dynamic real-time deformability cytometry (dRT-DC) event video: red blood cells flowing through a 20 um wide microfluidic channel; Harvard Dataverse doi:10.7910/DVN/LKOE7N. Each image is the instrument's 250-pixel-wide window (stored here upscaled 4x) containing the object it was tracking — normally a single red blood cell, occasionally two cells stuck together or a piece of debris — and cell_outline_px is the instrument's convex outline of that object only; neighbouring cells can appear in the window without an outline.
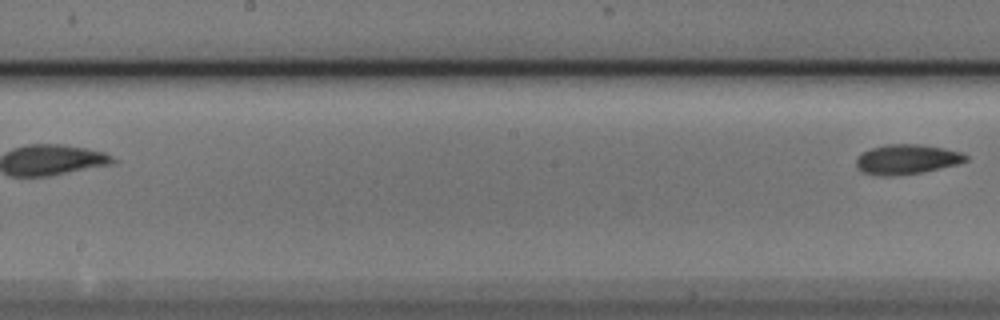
{"species": "Egyptian fruit bat (a non-hibernating species)", "species_latin": "Rousettus aegyptiacus", "temperature_condition": "cold", "stored_images_in_passage": 8, "segment_of_instrument_passage": [2, 2], "camera_frame_rate_fps": 3000, "um_per_image_px": 0.085, "animal": {"sex": "male"}, "frame": {"image": 1, "passage_image": 8, "time_ms": 2.333, "image_size_px": [1000, 320], "cell_outline_px": [[968, 160], [956, 164], [924, 172], [896, 176], [876, 176], [860, 172], [856, 164], [856, 160], [864, 152], [872, 148], [888, 144], [920, 144], [944, 148], [960, 152], [968, 156]], "centroid_in_image_um": [77.06, 13.56], "position_along_channel_um": 171.1, "area_um2": 19.07}}